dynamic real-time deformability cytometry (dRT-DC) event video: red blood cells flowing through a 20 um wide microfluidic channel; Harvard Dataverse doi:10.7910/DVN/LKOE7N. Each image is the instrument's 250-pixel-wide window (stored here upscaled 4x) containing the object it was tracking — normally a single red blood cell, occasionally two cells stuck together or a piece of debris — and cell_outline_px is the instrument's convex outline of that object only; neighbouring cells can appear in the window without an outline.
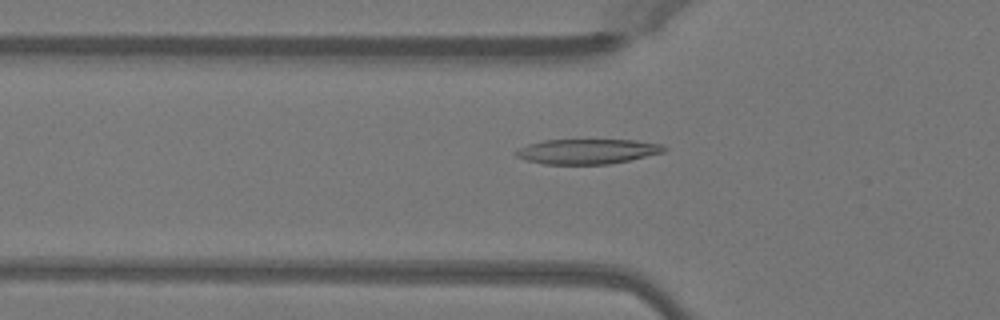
{"species": "Egyptian fruit bat (a non-hibernating species)", "species_latin": "Rousettus aegyptiacus", "temperature_condition": "warm", "stored_images_in_passage": 35, "camera_frame_rate_fps": 3000, "um_per_image_px": 0.085, "animal": {"sex": "female"}, "frame": {"image": 1, "passage_image": 2, "time_ms": 0.333, "image_size_px": [1000, 320], "cell_outline_px": [[668, 148], [664, 152], [628, 160], [608, 164], [544, 164], [528, 160], [516, 156], [512, 152], [528, 144], [544, 140], [636, 140], [664, 144]], "centroid_in_image_um": [49.94, 12.86], "position_along_channel_um": 75.9, "area_um2": 21.5}}
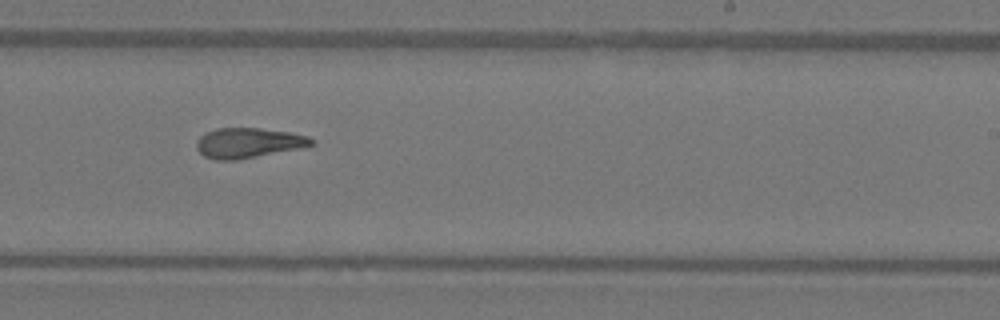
{"frame": {"image": 2, "passage_image": 16, "time_ms": 5.0, "image_size_px": [1000, 320], "cell_outline_px": [[316, 144], [236, 160], [212, 160], [204, 156], [196, 148], [196, 140], [204, 132], [216, 128], [260, 128], [288, 132], [308, 136], [316, 140]], "centroid_in_image_um": [21.05, 12.13], "position_along_channel_um": 267.9, "area_um2": 20.06}}
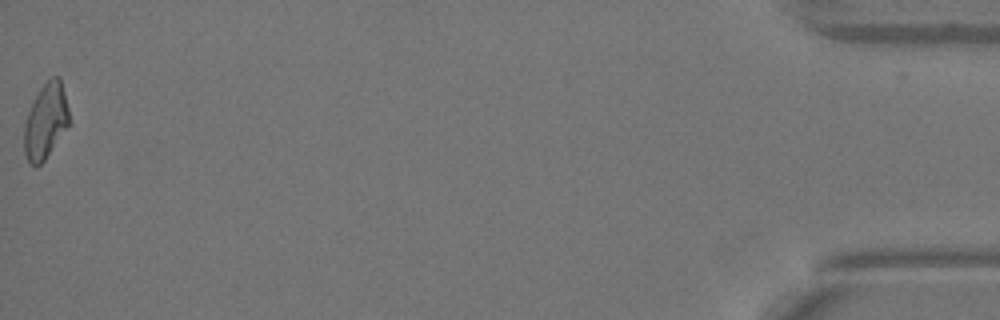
{"frame": {"image": 3, "passage_image": 35, "time_ms": 11.333, "image_size_px": [1000, 320], "cell_outline_px": [[68, 128], [44, 160], [40, 164], [32, 164], [28, 160], [24, 152], [24, 124], [28, 112], [40, 88], [52, 76], [60, 76], [68, 108]], "centroid_in_image_um": [3.89, 10.28], "position_along_channel_um": 431.3, "area_um2": 19.42}, "authors_computed_cell_mechanics": {"area_um2": 20.1144, "velocity_mm_per_s": 4.0951, "shape_relaxation_time_tau1_ms": 6.6994, "shape_relaxation_time_tau2_ms": 4.76, "deformation_change_tau1": 0.2223, "deformation_change_tau2": 0.1156}}